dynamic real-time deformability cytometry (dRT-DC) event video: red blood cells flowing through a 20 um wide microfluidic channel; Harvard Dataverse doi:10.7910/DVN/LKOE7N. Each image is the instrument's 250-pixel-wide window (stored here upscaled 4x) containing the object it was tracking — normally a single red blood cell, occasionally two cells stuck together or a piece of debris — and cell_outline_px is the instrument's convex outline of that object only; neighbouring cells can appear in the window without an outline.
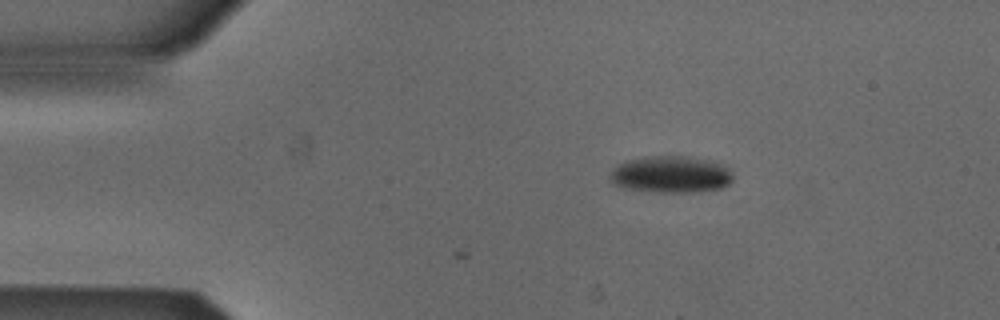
{"species": "Egyptian fruit bat (a non-hibernating species)", "species_latin": "Rousettus aegyptiacus", "temperature_condition": "cold", "stored_images_in_passage": 8, "camera_frame_rate_fps": 3000, "um_per_image_px": 0.085, "animal": {"sex": "male"}, "frame": {"image": 1, "passage_image": 1, "time_ms": 0.0, "image_size_px": [1000, 320], "cell_outline_px": [[732, 180], [724, 188], [692, 192], [660, 192], [624, 188], [612, 184], [608, 180], [608, 172], [612, 168], [628, 160], [644, 156], [684, 156], [712, 160], [724, 164], [732, 172]], "centroid_in_image_um": [57.0, 14.82], "position_along_channel_um": 28.0, "area_um2": 26.82}}